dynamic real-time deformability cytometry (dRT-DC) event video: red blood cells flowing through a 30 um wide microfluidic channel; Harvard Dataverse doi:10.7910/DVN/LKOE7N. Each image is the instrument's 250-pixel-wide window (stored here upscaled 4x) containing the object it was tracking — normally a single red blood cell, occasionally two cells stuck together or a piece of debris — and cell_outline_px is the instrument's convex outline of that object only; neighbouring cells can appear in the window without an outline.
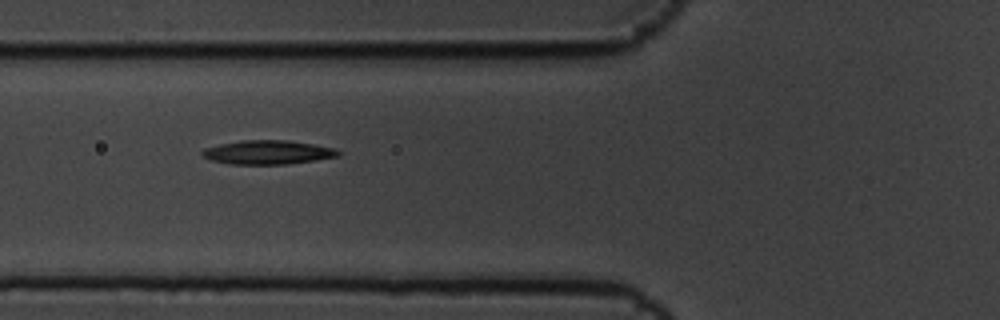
{"species": "common noctule bat (a hibernating species)", "species_latin": "Nyctalus noctula", "temperature_condition": "cold", "stored_images_in_passage": 2, "camera_frame_rate_fps": 3000, "um_per_image_px": 0.085, "animal": {"sex": "male", "body_mass_g": 19.5, "forearm_length_mm": 54.6}, "frame": {"image": 1, "passage_image": 2, "time_ms": 0.333, "image_size_px": [1000, 320], "cell_outline_px": [[340, 156], [316, 160], [284, 164], [228, 164], [212, 160], [204, 156], [200, 152], [204, 148], [220, 144], [240, 140], [288, 140], [336, 148], [340, 152]], "centroid_in_image_um": [22.77, 12.94], "position_along_channel_um": 103.0, "area_um2": 18.96}}